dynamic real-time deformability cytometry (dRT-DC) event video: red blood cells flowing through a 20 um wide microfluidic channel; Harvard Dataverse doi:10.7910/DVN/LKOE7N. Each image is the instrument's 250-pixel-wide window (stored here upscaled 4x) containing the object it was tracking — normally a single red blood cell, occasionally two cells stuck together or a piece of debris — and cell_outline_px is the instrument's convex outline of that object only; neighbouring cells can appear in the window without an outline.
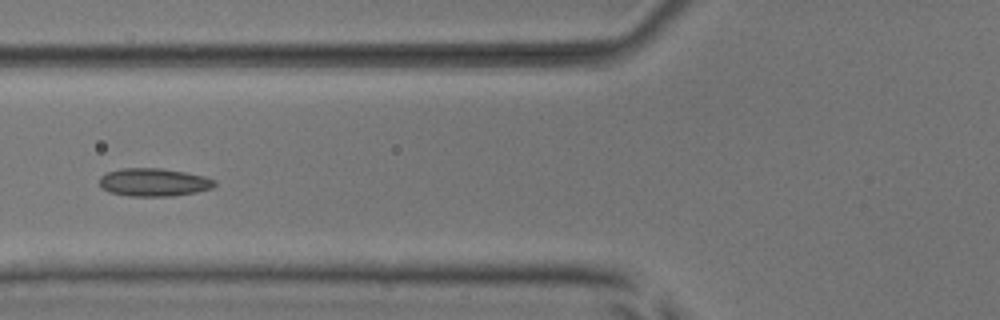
{"species": "common noctule bat (a hibernating species)", "species_latin": "Nyctalus noctula", "temperature_condition": "room temperature", "stored_images_in_passage": 7, "camera_frame_rate_fps": 3000, "um_per_image_px": 0.085, "animal": {"sex": "male", "body_mass_g": 17.9, "forearm_length_mm": 54.2}, "frame": {"image": 1, "passage_image": 7, "time_ms": 6.667, "image_size_px": [1000, 320], "cell_outline_px": [[216, 184], [212, 188], [196, 192], [172, 196], [128, 196], [108, 192], [100, 184], [100, 176], [108, 172], [120, 168], [160, 168], [184, 172], [204, 176], [216, 180]], "centroid_in_image_um": [13.08, 15.49], "position_along_channel_um": 112.7, "area_um2": 18.79}}